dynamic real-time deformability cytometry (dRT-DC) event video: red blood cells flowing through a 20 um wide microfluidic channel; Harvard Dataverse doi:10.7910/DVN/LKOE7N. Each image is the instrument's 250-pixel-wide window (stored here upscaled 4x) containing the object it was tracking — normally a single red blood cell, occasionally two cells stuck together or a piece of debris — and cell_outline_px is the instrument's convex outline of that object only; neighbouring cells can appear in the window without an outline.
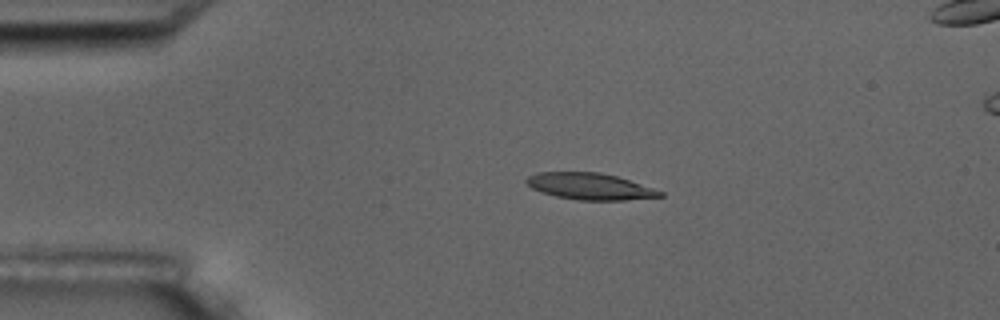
{"species": "common noctule bat (a hibernating species)", "species_latin": "Nyctalus noctula", "temperature_condition": "room temperature", "stored_images_in_passage": 6, "camera_frame_rate_fps": 3000, "um_per_image_px": 0.085, "animal": {"sex": "male", "body_mass_g": 17.5, "forearm_length_mm": 52.3}, "frame": {"image": 1, "passage_image": 4, "time_ms": 3.333, "image_size_px": [1000, 320], "cell_outline_px": [[664, 196], [624, 200], [576, 200], [556, 196], [540, 192], [532, 188], [524, 180], [528, 176], [540, 172], [600, 172], [616, 176], [664, 192]], "centroid_in_image_um": [50.11, 15.84], "position_along_channel_um": 34.9, "area_um2": 20.52}}